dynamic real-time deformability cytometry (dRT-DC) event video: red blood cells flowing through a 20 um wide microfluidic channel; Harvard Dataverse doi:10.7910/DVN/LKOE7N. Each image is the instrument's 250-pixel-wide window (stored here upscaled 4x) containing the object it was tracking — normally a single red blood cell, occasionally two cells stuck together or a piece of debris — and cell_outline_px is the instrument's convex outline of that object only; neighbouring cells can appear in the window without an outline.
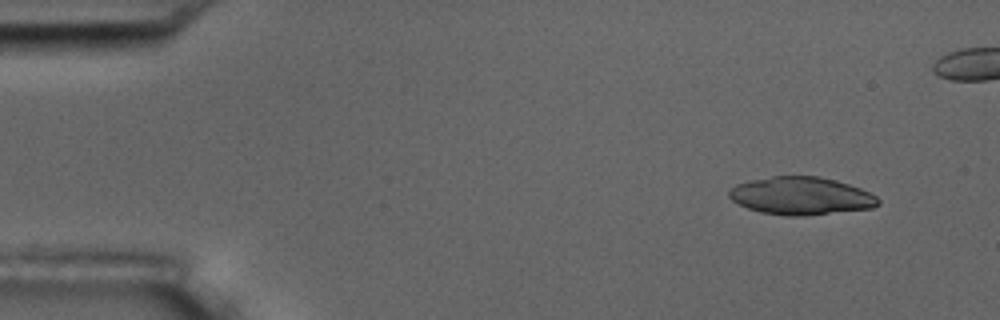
{"species": "common noctule bat (a hibernating species)", "species_latin": "Nyctalus noctula", "temperature_condition": "room temperature", "stored_images_in_passage": 6, "camera_frame_rate_fps": 3000, "um_per_image_px": 0.085, "animal": {"sex": "male", "body_mass_g": 17.5, "forearm_length_mm": 52.3}, "frame": {"image": 1, "passage_image": 2, "time_ms": 0.333, "image_size_px": [1000, 320], "cell_outline_px": [[880, 204], [872, 208], [804, 216], [788, 216], [760, 212], [748, 208], [732, 200], [728, 196], [728, 192], [736, 184], [752, 180], [772, 176], [820, 176], [836, 180], [860, 188], [876, 196], [880, 200]], "centroid_in_image_um": [68.1, 16.65], "position_along_channel_um": 16.9, "area_um2": 32.77}}